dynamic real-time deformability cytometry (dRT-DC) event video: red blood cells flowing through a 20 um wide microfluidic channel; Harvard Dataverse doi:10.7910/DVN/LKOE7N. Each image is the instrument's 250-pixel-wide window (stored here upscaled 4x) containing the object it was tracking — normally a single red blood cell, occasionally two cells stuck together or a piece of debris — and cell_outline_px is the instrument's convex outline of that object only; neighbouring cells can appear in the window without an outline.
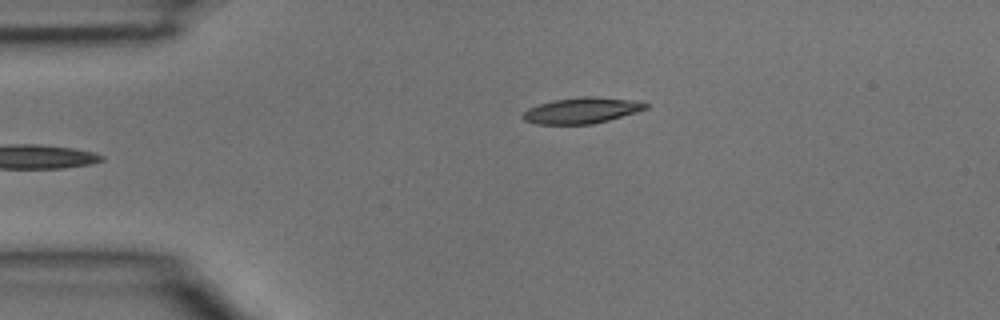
{"species": "common noctule bat (a hibernating species)", "species_latin": "Nyctalus noctula", "temperature_condition": "room temperature", "stored_images_in_passage": 3, "camera_frame_rate_fps": 3000, "um_per_image_px": 0.085, "animal": {"sex": "male", "body_mass_g": 15.6}, "frame": {"image": 1, "passage_image": 3, "time_ms": 0.667, "image_size_px": [1000, 320], "cell_outline_px": [[648, 108], [636, 112], [608, 120], [592, 124], [536, 124], [524, 120], [520, 116], [528, 108], [552, 100], [580, 96], [592, 96], [636, 100], [648, 104]], "centroid_in_image_um": [49.43, 9.38], "position_along_channel_um": 35.6, "area_um2": 18.61}}